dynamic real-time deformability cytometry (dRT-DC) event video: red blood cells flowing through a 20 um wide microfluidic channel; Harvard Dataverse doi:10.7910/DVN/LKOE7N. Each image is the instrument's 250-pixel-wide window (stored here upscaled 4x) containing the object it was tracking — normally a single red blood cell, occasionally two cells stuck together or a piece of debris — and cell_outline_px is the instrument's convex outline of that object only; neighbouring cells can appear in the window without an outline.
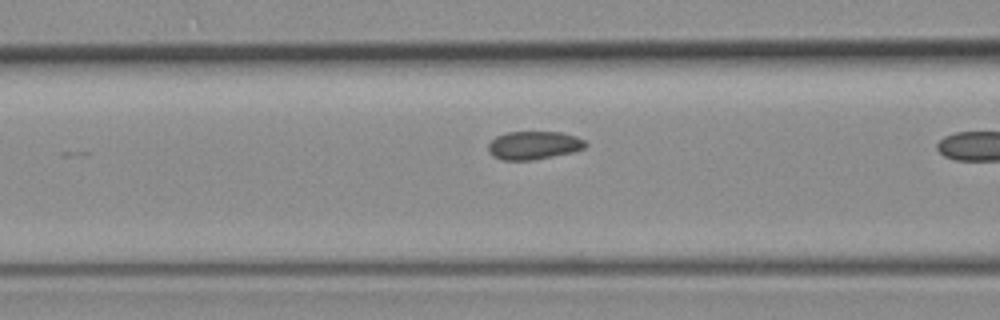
{"species": "common noctule bat (a hibernating species)", "species_latin": "Nyctalus noctula", "temperature_condition": "room temperature", "stored_images_in_passage": 9, "camera_frame_rate_fps": 3000, "um_per_image_px": 0.085, "animal": {"sex": "female", "body_mass_g": 19.3, "forearm_length_mm": 54.1}, "frame": {"image": 1, "passage_image": 8, "time_ms": 2.333, "image_size_px": [1000, 320], "cell_outline_px": [[588, 144], [584, 148], [572, 152], [532, 160], [504, 160], [492, 156], [488, 152], [488, 144], [496, 136], [508, 132], [560, 132], [576, 136], [584, 140]], "centroid_in_image_um": [45.35, 12.35], "position_along_channel_um": 121.2, "area_um2": 15.95}}